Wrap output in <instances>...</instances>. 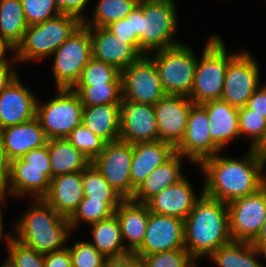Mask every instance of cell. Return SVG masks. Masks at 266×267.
I'll return each instance as SVG.
<instances>
[{"label":"cell","instance_id":"6da1fadb","mask_svg":"<svg viewBox=\"0 0 266 267\" xmlns=\"http://www.w3.org/2000/svg\"><path fill=\"white\" fill-rule=\"evenodd\" d=\"M243 159H230L216 155L199 165L204 173L203 193L229 203L234 199L255 193L266 184L263 169L266 152L249 148Z\"/></svg>","mask_w":266,"mask_h":267},{"label":"cell","instance_id":"7a4b0ae2","mask_svg":"<svg viewBox=\"0 0 266 267\" xmlns=\"http://www.w3.org/2000/svg\"><path fill=\"white\" fill-rule=\"evenodd\" d=\"M231 241L227 203L207 196L202 187L199 199L184 220L185 249L197 261Z\"/></svg>","mask_w":266,"mask_h":267},{"label":"cell","instance_id":"3957f363","mask_svg":"<svg viewBox=\"0 0 266 267\" xmlns=\"http://www.w3.org/2000/svg\"><path fill=\"white\" fill-rule=\"evenodd\" d=\"M174 0H142L131 12L132 33L139 39V54L173 47L178 28L177 9Z\"/></svg>","mask_w":266,"mask_h":267},{"label":"cell","instance_id":"277c9868","mask_svg":"<svg viewBox=\"0 0 266 267\" xmlns=\"http://www.w3.org/2000/svg\"><path fill=\"white\" fill-rule=\"evenodd\" d=\"M15 230V239L45 254L66 248L64 245L71 227L68 218L58 214L44 199H35L33 206L16 224Z\"/></svg>","mask_w":266,"mask_h":267},{"label":"cell","instance_id":"5b68a950","mask_svg":"<svg viewBox=\"0 0 266 267\" xmlns=\"http://www.w3.org/2000/svg\"><path fill=\"white\" fill-rule=\"evenodd\" d=\"M83 20L71 14L60 15L28 26L15 48V61H31L51 56L81 25Z\"/></svg>","mask_w":266,"mask_h":267},{"label":"cell","instance_id":"8992f818","mask_svg":"<svg viewBox=\"0 0 266 267\" xmlns=\"http://www.w3.org/2000/svg\"><path fill=\"white\" fill-rule=\"evenodd\" d=\"M219 36H212L203 49L196 69L193 88L188 98L194 104L221 99L224 78L230 60L235 56L227 53Z\"/></svg>","mask_w":266,"mask_h":267},{"label":"cell","instance_id":"52a82bcc","mask_svg":"<svg viewBox=\"0 0 266 267\" xmlns=\"http://www.w3.org/2000/svg\"><path fill=\"white\" fill-rule=\"evenodd\" d=\"M154 53L150 58L156 64L165 94L188 97L193 88L198 62L193 50L180 43Z\"/></svg>","mask_w":266,"mask_h":267},{"label":"cell","instance_id":"ba28073f","mask_svg":"<svg viewBox=\"0 0 266 267\" xmlns=\"http://www.w3.org/2000/svg\"><path fill=\"white\" fill-rule=\"evenodd\" d=\"M83 104L69 88H57V96L44 105L37 102L36 117L48 139L67 138L82 123Z\"/></svg>","mask_w":266,"mask_h":267},{"label":"cell","instance_id":"9c48e42d","mask_svg":"<svg viewBox=\"0 0 266 267\" xmlns=\"http://www.w3.org/2000/svg\"><path fill=\"white\" fill-rule=\"evenodd\" d=\"M52 55L56 87L71 89L92 58L90 29L82 24Z\"/></svg>","mask_w":266,"mask_h":267},{"label":"cell","instance_id":"30bf717a","mask_svg":"<svg viewBox=\"0 0 266 267\" xmlns=\"http://www.w3.org/2000/svg\"><path fill=\"white\" fill-rule=\"evenodd\" d=\"M121 87L122 101L154 105L165 95L156 64L149 55L121 71Z\"/></svg>","mask_w":266,"mask_h":267},{"label":"cell","instance_id":"8fae6325","mask_svg":"<svg viewBox=\"0 0 266 267\" xmlns=\"http://www.w3.org/2000/svg\"><path fill=\"white\" fill-rule=\"evenodd\" d=\"M232 241L251 243L266 218V184L253 194L227 203Z\"/></svg>","mask_w":266,"mask_h":267},{"label":"cell","instance_id":"7c38bea8","mask_svg":"<svg viewBox=\"0 0 266 267\" xmlns=\"http://www.w3.org/2000/svg\"><path fill=\"white\" fill-rule=\"evenodd\" d=\"M259 74V65L249 52L236 53L226 69L221 99L238 109L246 106L260 86Z\"/></svg>","mask_w":266,"mask_h":267},{"label":"cell","instance_id":"4fadbf2b","mask_svg":"<svg viewBox=\"0 0 266 267\" xmlns=\"http://www.w3.org/2000/svg\"><path fill=\"white\" fill-rule=\"evenodd\" d=\"M132 156L133 144L119 140L106 143L104 150L91 162L123 199H131L135 192L130 178Z\"/></svg>","mask_w":266,"mask_h":267},{"label":"cell","instance_id":"5bb4252c","mask_svg":"<svg viewBox=\"0 0 266 267\" xmlns=\"http://www.w3.org/2000/svg\"><path fill=\"white\" fill-rule=\"evenodd\" d=\"M178 249H185L184 220L150 212L144 241L133 255L140 261L146 255Z\"/></svg>","mask_w":266,"mask_h":267},{"label":"cell","instance_id":"9a60e30c","mask_svg":"<svg viewBox=\"0 0 266 267\" xmlns=\"http://www.w3.org/2000/svg\"><path fill=\"white\" fill-rule=\"evenodd\" d=\"M207 111L200 104H193L187 119L183 138L175 152L188 156L195 164L221 153L222 151L211 139Z\"/></svg>","mask_w":266,"mask_h":267},{"label":"cell","instance_id":"2e32d148","mask_svg":"<svg viewBox=\"0 0 266 267\" xmlns=\"http://www.w3.org/2000/svg\"><path fill=\"white\" fill-rule=\"evenodd\" d=\"M193 104L187 96L165 94L153 105L156 113L159 140L171 144L174 148L179 145Z\"/></svg>","mask_w":266,"mask_h":267},{"label":"cell","instance_id":"e0dca14e","mask_svg":"<svg viewBox=\"0 0 266 267\" xmlns=\"http://www.w3.org/2000/svg\"><path fill=\"white\" fill-rule=\"evenodd\" d=\"M120 141L130 144L159 141L153 105L121 101Z\"/></svg>","mask_w":266,"mask_h":267},{"label":"cell","instance_id":"ac0fdd59","mask_svg":"<svg viewBox=\"0 0 266 267\" xmlns=\"http://www.w3.org/2000/svg\"><path fill=\"white\" fill-rule=\"evenodd\" d=\"M18 77L0 93V130L36 117L37 100Z\"/></svg>","mask_w":266,"mask_h":267},{"label":"cell","instance_id":"d6986e66","mask_svg":"<svg viewBox=\"0 0 266 267\" xmlns=\"http://www.w3.org/2000/svg\"><path fill=\"white\" fill-rule=\"evenodd\" d=\"M51 179V168L25 167V161L18 158L10 162L9 178L3 191L16 197L30 194L34 199H43L50 189Z\"/></svg>","mask_w":266,"mask_h":267},{"label":"cell","instance_id":"ffe728a7","mask_svg":"<svg viewBox=\"0 0 266 267\" xmlns=\"http://www.w3.org/2000/svg\"><path fill=\"white\" fill-rule=\"evenodd\" d=\"M92 39V57L122 71L141 55L127 42L119 39L105 27H88Z\"/></svg>","mask_w":266,"mask_h":267},{"label":"cell","instance_id":"44dd1931","mask_svg":"<svg viewBox=\"0 0 266 267\" xmlns=\"http://www.w3.org/2000/svg\"><path fill=\"white\" fill-rule=\"evenodd\" d=\"M198 199L184 177L178 183L163 189L146 204L150 212L185 220Z\"/></svg>","mask_w":266,"mask_h":267},{"label":"cell","instance_id":"7402d4cb","mask_svg":"<svg viewBox=\"0 0 266 267\" xmlns=\"http://www.w3.org/2000/svg\"><path fill=\"white\" fill-rule=\"evenodd\" d=\"M0 132L5 153L10 162L21 158L32 149L47 145L48 141L37 117L19 125L5 127Z\"/></svg>","mask_w":266,"mask_h":267},{"label":"cell","instance_id":"603a6c76","mask_svg":"<svg viewBox=\"0 0 266 267\" xmlns=\"http://www.w3.org/2000/svg\"><path fill=\"white\" fill-rule=\"evenodd\" d=\"M82 171L55 176L43 198L58 214L69 218L84 199Z\"/></svg>","mask_w":266,"mask_h":267},{"label":"cell","instance_id":"cb8c5ba5","mask_svg":"<svg viewBox=\"0 0 266 267\" xmlns=\"http://www.w3.org/2000/svg\"><path fill=\"white\" fill-rule=\"evenodd\" d=\"M175 153V148L161 140L133 144L130 167L131 185L136 190L145 178Z\"/></svg>","mask_w":266,"mask_h":267},{"label":"cell","instance_id":"d4e9b609","mask_svg":"<svg viewBox=\"0 0 266 267\" xmlns=\"http://www.w3.org/2000/svg\"><path fill=\"white\" fill-rule=\"evenodd\" d=\"M200 105L207 111L211 139L221 150L231 140L240 137L238 108L223 99L210 100Z\"/></svg>","mask_w":266,"mask_h":267},{"label":"cell","instance_id":"484cf974","mask_svg":"<svg viewBox=\"0 0 266 267\" xmlns=\"http://www.w3.org/2000/svg\"><path fill=\"white\" fill-rule=\"evenodd\" d=\"M149 207L145 203H137L124 199L115 210L123 241H127V250L133 254L143 243L149 219Z\"/></svg>","mask_w":266,"mask_h":267},{"label":"cell","instance_id":"4316f807","mask_svg":"<svg viewBox=\"0 0 266 267\" xmlns=\"http://www.w3.org/2000/svg\"><path fill=\"white\" fill-rule=\"evenodd\" d=\"M182 157L175 152L167 161L155 168L135 190L131 200L146 204L163 189L183 179V172H181Z\"/></svg>","mask_w":266,"mask_h":267},{"label":"cell","instance_id":"83f0119b","mask_svg":"<svg viewBox=\"0 0 266 267\" xmlns=\"http://www.w3.org/2000/svg\"><path fill=\"white\" fill-rule=\"evenodd\" d=\"M121 104L84 106L82 124L106 143L120 140Z\"/></svg>","mask_w":266,"mask_h":267},{"label":"cell","instance_id":"f1b7e54d","mask_svg":"<svg viewBox=\"0 0 266 267\" xmlns=\"http://www.w3.org/2000/svg\"><path fill=\"white\" fill-rule=\"evenodd\" d=\"M47 146L52 178L58 175L81 172L91 164L88 157L77 150L67 138L48 139Z\"/></svg>","mask_w":266,"mask_h":267},{"label":"cell","instance_id":"f546056e","mask_svg":"<svg viewBox=\"0 0 266 267\" xmlns=\"http://www.w3.org/2000/svg\"><path fill=\"white\" fill-rule=\"evenodd\" d=\"M91 225L93 240L90 243L105 258L119 259L131 255L123 243L120 225L115 215Z\"/></svg>","mask_w":266,"mask_h":267},{"label":"cell","instance_id":"4dcf8cb0","mask_svg":"<svg viewBox=\"0 0 266 267\" xmlns=\"http://www.w3.org/2000/svg\"><path fill=\"white\" fill-rule=\"evenodd\" d=\"M258 249L249 242L231 241L209 257L218 267H263Z\"/></svg>","mask_w":266,"mask_h":267},{"label":"cell","instance_id":"1f68e13d","mask_svg":"<svg viewBox=\"0 0 266 267\" xmlns=\"http://www.w3.org/2000/svg\"><path fill=\"white\" fill-rule=\"evenodd\" d=\"M27 28L21 0H0V34L14 49Z\"/></svg>","mask_w":266,"mask_h":267},{"label":"cell","instance_id":"d6a6232c","mask_svg":"<svg viewBox=\"0 0 266 267\" xmlns=\"http://www.w3.org/2000/svg\"><path fill=\"white\" fill-rule=\"evenodd\" d=\"M124 199H92L84 197L76 210L68 218L71 230L81 221L89 225L112 217Z\"/></svg>","mask_w":266,"mask_h":267},{"label":"cell","instance_id":"836d02e7","mask_svg":"<svg viewBox=\"0 0 266 267\" xmlns=\"http://www.w3.org/2000/svg\"><path fill=\"white\" fill-rule=\"evenodd\" d=\"M138 0H98L93 23L83 20L86 27H106L112 22L126 18L138 5Z\"/></svg>","mask_w":266,"mask_h":267},{"label":"cell","instance_id":"e575fe53","mask_svg":"<svg viewBox=\"0 0 266 267\" xmlns=\"http://www.w3.org/2000/svg\"><path fill=\"white\" fill-rule=\"evenodd\" d=\"M83 106H96L104 104H121V83H104L92 86H73Z\"/></svg>","mask_w":266,"mask_h":267},{"label":"cell","instance_id":"d590c367","mask_svg":"<svg viewBox=\"0 0 266 267\" xmlns=\"http://www.w3.org/2000/svg\"><path fill=\"white\" fill-rule=\"evenodd\" d=\"M240 136L251 138L250 148L266 152V118L246 106L238 109Z\"/></svg>","mask_w":266,"mask_h":267},{"label":"cell","instance_id":"8d00e7d4","mask_svg":"<svg viewBox=\"0 0 266 267\" xmlns=\"http://www.w3.org/2000/svg\"><path fill=\"white\" fill-rule=\"evenodd\" d=\"M104 83H121V71L92 57L74 86H92Z\"/></svg>","mask_w":266,"mask_h":267},{"label":"cell","instance_id":"74e56055","mask_svg":"<svg viewBox=\"0 0 266 267\" xmlns=\"http://www.w3.org/2000/svg\"><path fill=\"white\" fill-rule=\"evenodd\" d=\"M85 197L92 199H123L91 163L82 171Z\"/></svg>","mask_w":266,"mask_h":267},{"label":"cell","instance_id":"f35d334b","mask_svg":"<svg viewBox=\"0 0 266 267\" xmlns=\"http://www.w3.org/2000/svg\"><path fill=\"white\" fill-rule=\"evenodd\" d=\"M67 140L92 162L103 150L106 142L87 129L82 123L75 127Z\"/></svg>","mask_w":266,"mask_h":267},{"label":"cell","instance_id":"ab89813d","mask_svg":"<svg viewBox=\"0 0 266 267\" xmlns=\"http://www.w3.org/2000/svg\"><path fill=\"white\" fill-rule=\"evenodd\" d=\"M195 259L186 249L146 255L140 260L142 267H196Z\"/></svg>","mask_w":266,"mask_h":267},{"label":"cell","instance_id":"60d3db41","mask_svg":"<svg viewBox=\"0 0 266 267\" xmlns=\"http://www.w3.org/2000/svg\"><path fill=\"white\" fill-rule=\"evenodd\" d=\"M9 258L16 267H45L44 254L35 251L22 242L14 238V236L5 235Z\"/></svg>","mask_w":266,"mask_h":267},{"label":"cell","instance_id":"b9f144b4","mask_svg":"<svg viewBox=\"0 0 266 267\" xmlns=\"http://www.w3.org/2000/svg\"><path fill=\"white\" fill-rule=\"evenodd\" d=\"M28 26L60 15L58 0H21Z\"/></svg>","mask_w":266,"mask_h":267},{"label":"cell","instance_id":"7bdbcfd3","mask_svg":"<svg viewBox=\"0 0 266 267\" xmlns=\"http://www.w3.org/2000/svg\"><path fill=\"white\" fill-rule=\"evenodd\" d=\"M72 267H105V258L89 241L75 242L68 248Z\"/></svg>","mask_w":266,"mask_h":267},{"label":"cell","instance_id":"ee69618b","mask_svg":"<svg viewBox=\"0 0 266 267\" xmlns=\"http://www.w3.org/2000/svg\"><path fill=\"white\" fill-rule=\"evenodd\" d=\"M105 28L119 39L129 43L139 53L138 36L132 33L131 13L126 18L112 22Z\"/></svg>","mask_w":266,"mask_h":267},{"label":"cell","instance_id":"f6af8a7d","mask_svg":"<svg viewBox=\"0 0 266 267\" xmlns=\"http://www.w3.org/2000/svg\"><path fill=\"white\" fill-rule=\"evenodd\" d=\"M25 161V167L51 168L48 146L32 149L21 157Z\"/></svg>","mask_w":266,"mask_h":267},{"label":"cell","instance_id":"bcb514c9","mask_svg":"<svg viewBox=\"0 0 266 267\" xmlns=\"http://www.w3.org/2000/svg\"><path fill=\"white\" fill-rule=\"evenodd\" d=\"M44 264L45 267H72L68 247L63 250L45 253Z\"/></svg>","mask_w":266,"mask_h":267},{"label":"cell","instance_id":"7dc6e473","mask_svg":"<svg viewBox=\"0 0 266 267\" xmlns=\"http://www.w3.org/2000/svg\"><path fill=\"white\" fill-rule=\"evenodd\" d=\"M246 107L250 110H254V113H258L266 118V84L256 89L248 99Z\"/></svg>","mask_w":266,"mask_h":267},{"label":"cell","instance_id":"c3c4849f","mask_svg":"<svg viewBox=\"0 0 266 267\" xmlns=\"http://www.w3.org/2000/svg\"><path fill=\"white\" fill-rule=\"evenodd\" d=\"M89 0H58V7L62 13L71 14L79 17L81 20L85 19L82 14Z\"/></svg>","mask_w":266,"mask_h":267},{"label":"cell","instance_id":"681fc988","mask_svg":"<svg viewBox=\"0 0 266 267\" xmlns=\"http://www.w3.org/2000/svg\"><path fill=\"white\" fill-rule=\"evenodd\" d=\"M10 61L0 62V93L19 75Z\"/></svg>","mask_w":266,"mask_h":267},{"label":"cell","instance_id":"f907efd6","mask_svg":"<svg viewBox=\"0 0 266 267\" xmlns=\"http://www.w3.org/2000/svg\"><path fill=\"white\" fill-rule=\"evenodd\" d=\"M9 173H10V161L6 156L0 132V188L1 189H3L7 184Z\"/></svg>","mask_w":266,"mask_h":267},{"label":"cell","instance_id":"816d5d0a","mask_svg":"<svg viewBox=\"0 0 266 267\" xmlns=\"http://www.w3.org/2000/svg\"><path fill=\"white\" fill-rule=\"evenodd\" d=\"M105 267H142L133 254L119 259H107Z\"/></svg>","mask_w":266,"mask_h":267},{"label":"cell","instance_id":"f5cc1de1","mask_svg":"<svg viewBox=\"0 0 266 267\" xmlns=\"http://www.w3.org/2000/svg\"><path fill=\"white\" fill-rule=\"evenodd\" d=\"M14 51L15 49L11 46V44L6 41L0 34V62H7V61H10L8 59H6L5 57V54H6V51Z\"/></svg>","mask_w":266,"mask_h":267},{"label":"cell","instance_id":"db71d44e","mask_svg":"<svg viewBox=\"0 0 266 267\" xmlns=\"http://www.w3.org/2000/svg\"><path fill=\"white\" fill-rule=\"evenodd\" d=\"M266 241V218L261 225L260 231L256 238L251 242L256 248H258L263 242Z\"/></svg>","mask_w":266,"mask_h":267},{"label":"cell","instance_id":"11a10c76","mask_svg":"<svg viewBox=\"0 0 266 267\" xmlns=\"http://www.w3.org/2000/svg\"><path fill=\"white\" fill-rule=\"evenodd\" d=\"M5 194H6V193L3 191V189L0 188V200L3 202V205L5 204V203H4V198H5V196H6ZM1 204H2V203H0V240H1V238H3L2 236H3V230H4V227H3L4 225H3V221H2V217H3L2 215H3V214L1 213V212H2V211H1V210H2V209H1V206H2V205H1Z\"/></svg>","mask_w":266,"mask_h":267},{"label":"cell","instance_id":"9f6ffc18","mask_svg":"<svg viewBox=\"0 0 266 267\" xmlns=\"http://www.w3.org/2000/svg\"><path fill=\"white\" fill-rule=\"evenodd\" d=\"M257 249H258L260 255H262V256L264 255L266 258V241L263 242Z\"/></svg>","mask_w":266,"mask_h":267},{"label":"cell","instance_id":"6f0895ef","mask_svg":"<svg viewBox=\"0 0 266 267\" xmlns=\"http://www.w3.org/2000/svg\"><path fill=\"white\" fill-rule=\"evenodd\" d=\"M1 267H16V265L13 263V261L8 257V259L6 260V262H4L3 265H1Z\"/></svg>","mask_w":266,"mask_h":267}]
</instances>
